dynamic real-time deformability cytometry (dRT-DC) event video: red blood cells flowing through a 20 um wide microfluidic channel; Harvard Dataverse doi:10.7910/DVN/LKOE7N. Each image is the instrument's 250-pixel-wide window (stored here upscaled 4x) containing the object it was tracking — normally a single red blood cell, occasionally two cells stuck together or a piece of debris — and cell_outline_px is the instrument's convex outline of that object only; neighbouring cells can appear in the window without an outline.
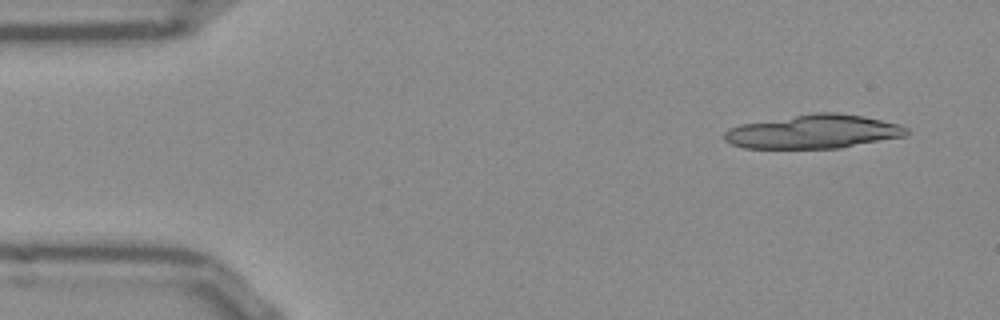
{"species": "Egyptian fruit bat (a non-hibernating species)", "species_latin": "Rousettus aegyptiacus", "temperature_condition": "room temperature", "stored_images_in_passage": 21, "camera_frame_rate_fps": 3000, "um_per_image_px": 0.085, "frame": {"image": 1, "passage_image": 1, "time_ms": 0.0, "image_size_px": [1000, 320], "cell_outline_px": [[908, 136], [840, 148], [744, 148], [732, 144], [724, 140], [724, 132], [728, 128], [740, 124], [816, 112], [836, 112], [864, 116], [900, 124], [908, 128]], "centroid_in_image_um": [69.18, 11.19], "position_along_channel_um": 15.8, "area_um2": 36.07}}